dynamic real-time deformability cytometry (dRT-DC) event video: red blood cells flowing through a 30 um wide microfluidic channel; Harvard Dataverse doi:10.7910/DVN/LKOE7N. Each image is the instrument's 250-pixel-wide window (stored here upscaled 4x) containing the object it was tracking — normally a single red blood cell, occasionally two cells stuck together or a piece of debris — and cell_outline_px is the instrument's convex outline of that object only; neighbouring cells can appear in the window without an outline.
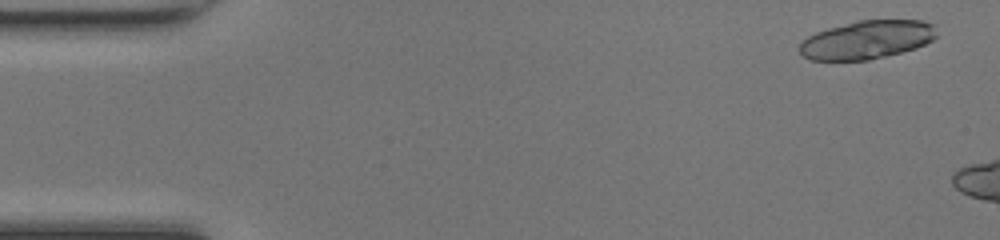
{"species": "common noctule bat (a hibernating species)", "species_latin": "Nyctalus noctula", "temperature_condition": "room temperature", "stored_images_in_passage": 7, "camera_frame_rate_fps": 3000, "um_per_image_px": 0.085, "animal": {"sex": "female", "body_mass_g": 17.0, "forearm_length_mm": 48.0}, "frame": {"image": 1, "passage_image": 2, "time_ms": 0.333, "image_size_px": [1000, 240], "cell_outline_px": [[940, 36], [916, 48], [868, 60], [812, 60], [804, 56], [800, 52], [800, 44], [808, 36], [816, 32], [828, 28], [860, 20], [924, 20], [936, 24]], "centroid_in_image_um": [73.77, 3.36], "position_along_channel_um": 11.2, "area_um2": 30.75}}